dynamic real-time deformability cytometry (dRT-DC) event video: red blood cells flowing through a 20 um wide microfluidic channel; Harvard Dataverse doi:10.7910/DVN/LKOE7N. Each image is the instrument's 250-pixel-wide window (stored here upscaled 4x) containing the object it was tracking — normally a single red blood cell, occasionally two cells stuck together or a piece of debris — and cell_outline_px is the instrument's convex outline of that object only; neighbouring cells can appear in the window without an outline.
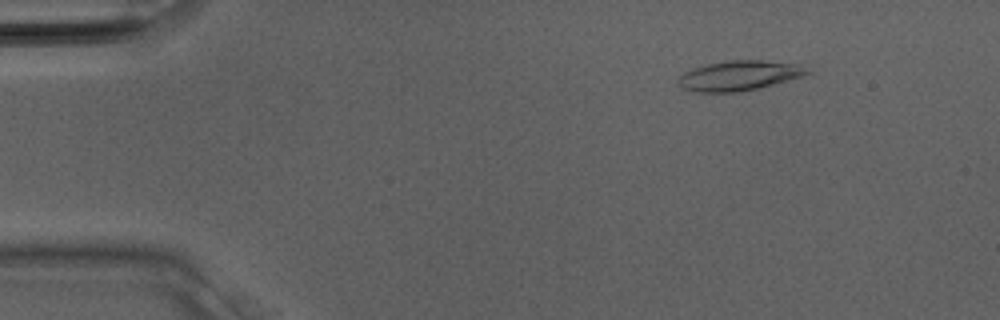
{"species": "Egyptian fruit bat (a non-hibernating species)", "species_latin": "Rousettus aegyptiacus", "temperature_condition": "room temperature", "stored_images_in_passage": 5, "camera_frame_rate_fps": 3000, "um_per_image_px": 0.085, "animal": {"sex": "male"}, "frame": {"image": 1, "passage_image": 4, "time_ms": 1.0, "image_size_px": [1000, 320], "cell_outline_px": [[812, 72], [800, 76], [760, 88], [736, 92], [696, 92], [680, 88], [676, 84], [676, 80], [684, 72], [692, 68], [708, 64], [728, 60], [760, 60], [800, 64]], "centroid_in_image_um": [62.76, 6.43], "position_along_channel_um": 22.2, "area_um2": 22.48}}